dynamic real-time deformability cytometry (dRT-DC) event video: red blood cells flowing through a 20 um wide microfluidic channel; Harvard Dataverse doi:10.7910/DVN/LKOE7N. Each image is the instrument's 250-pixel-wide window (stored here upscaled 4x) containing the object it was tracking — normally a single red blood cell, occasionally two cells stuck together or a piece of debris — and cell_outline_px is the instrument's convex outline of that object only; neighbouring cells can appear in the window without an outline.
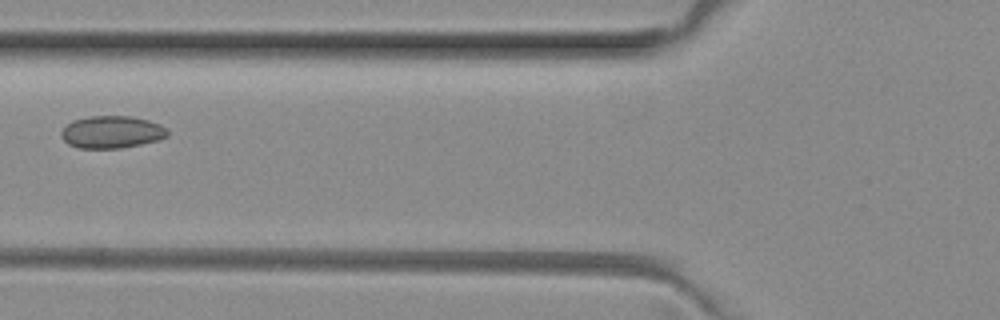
{"species": "common noctule bat (a hibernating species)", "species_latin": "Nyctalus noctula", "temperature_condition": "room temperature", "stored_images_in_passage": 6, "camera_frame_rate_fps": 3000, "um_per_image_px": 0.085, "animal": {"sex": "female", "body_mass_g": 29.2, "forearm_length_mm": 56.3}, "frame": {"image": 1, "passage_image": 6, "time_ms": 1.667, "image_size_px": [1000, 320], "cell_outline_px": [[168, 136], [160, 140], [120, 148], [76, 148], [68, 144], [60, 136], [60, 132], [72, 120], [88, 116], [132, 116], [148, 120], [160, 124], [168, 128]], "centroid_in_image_um": [9.5, 11.22], "position_along_channel_um": 116.3, "area_um2": 20.23}}